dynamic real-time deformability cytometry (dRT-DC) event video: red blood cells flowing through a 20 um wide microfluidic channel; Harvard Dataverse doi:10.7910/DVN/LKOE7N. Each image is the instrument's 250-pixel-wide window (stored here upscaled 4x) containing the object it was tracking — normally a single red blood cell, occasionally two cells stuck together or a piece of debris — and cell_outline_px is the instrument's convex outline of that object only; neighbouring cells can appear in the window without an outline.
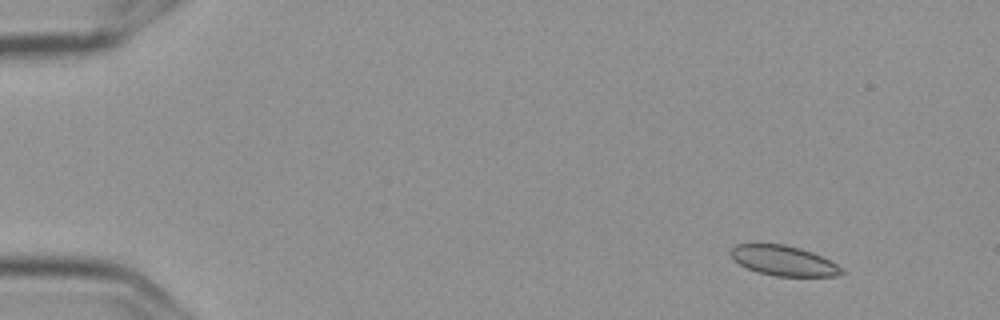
{"species": "Egyptian fruit bat (a non-hibernating species)", "species_latin": "Rousettus aegyptiacus", "temperature_condition": "cold", "stored_images_in_passage": 6, "camera_frame_rate_fps": 3000, "um_per_image_px": 0.085, "frame": {"image": 1, "passage_image": 2, "time_ms": 0.333, "image_size_px": [1000, 320], "cell_outline_px": [[844, 272], [836, 276], [776, 276], [760, 272], [748, 268], [732, 260], [728, 252], [736, 244], [784, 244], [800, 248], [812, 252], [836, 264]], "centroid_in_image_um": [66.55, 22.15], "position_along_channel_um": 18.5, "area_um2": 19.19}}
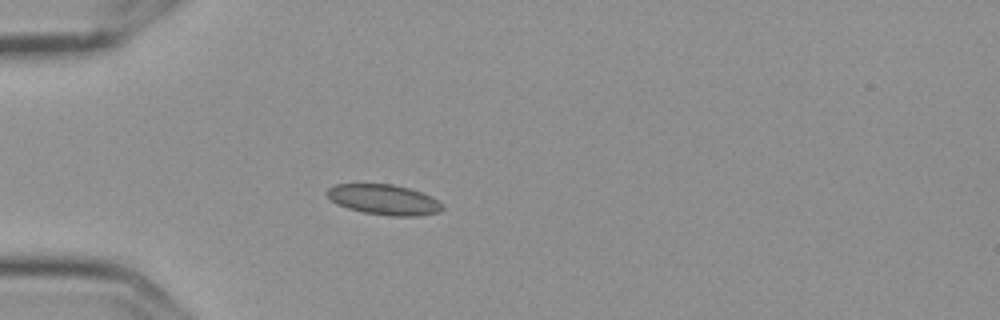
{"frame": {"image": 2, "passage_image": 5, "time_ms": 1.333, "image_size_px": [1000, 320], "cell_outline_px": [[444, 208], [440, 212], [420, 216], [388, 216], [364, 212], [348, 208], [336, 204], [324, 192], [328, 188], [336, 184], [392, 184], [408, 188], [432, 196], [444, 204]], "centroid_in_image_um": [32.66, 16.98], "position_along_channel_um": 52.3, "area_um2": 20.52}}